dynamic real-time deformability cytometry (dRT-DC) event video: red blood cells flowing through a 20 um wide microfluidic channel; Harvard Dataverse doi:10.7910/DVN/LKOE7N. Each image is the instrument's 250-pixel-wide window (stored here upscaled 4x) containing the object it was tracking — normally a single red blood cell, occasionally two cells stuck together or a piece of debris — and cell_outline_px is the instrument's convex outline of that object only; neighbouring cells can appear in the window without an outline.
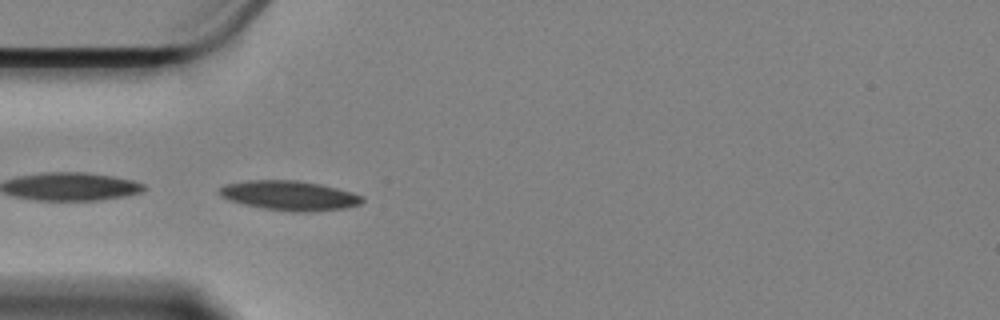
{"species": "Egyptian fruit bat (a non-hibernating species)", "species_latin": "Rousettus aegyptiacus", "temperature_condition": "cold", "stored_images_in_passage": 17, "camera_frame_rate_fps": 3000, "um_per_image_px": 0.085, "animal": {"sex": "female"}, "frame": {"image": 1, "passage_image": 1, "time_ms": 0.0, "image_size_px": [1000, 320], "cell_outline_px": [[364, 200], [360, 204], [348, 208], [312, 212], [292, 212], [264, 208], [244, 204], [228, 200], [220, 196], [220, 188], [224, 184], [248, 180], [296, 180], [320, 184], [352, 192], [364, 196]], "centroid_in_image_um": [24.63, 16.63], "position_along_channel_um": 60.4, "area_um2": 24.8}}
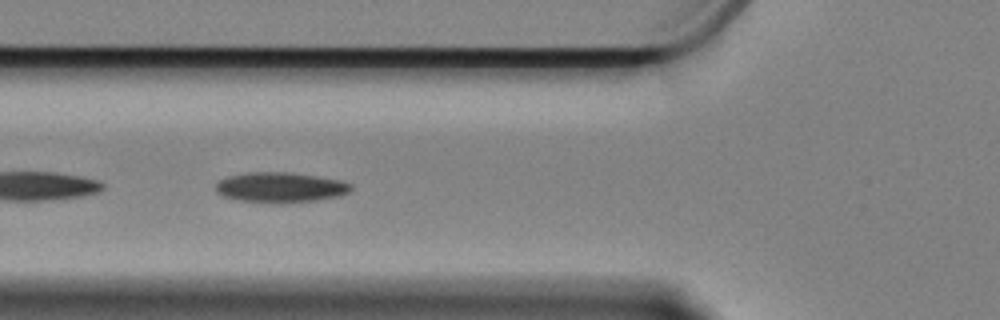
{"frame": {"image": 2, "passage_image": 6, "time_ms": 1.667, "image_size_px": [1000, 320], "cell_outline_px": [[352, 188], [348, 192], [340, 196], [316, 200], [276, 204], [240, 200], [224, 196], [216, 192], [216, 184], [220, 180], [228, 176], [248, 172], [288, 172], [340, 180], [352, 184]], "centroid_in_image_um": [23.83, 15.93], "position_along_channel_um": 102.0, "area_um2": 23.76}}